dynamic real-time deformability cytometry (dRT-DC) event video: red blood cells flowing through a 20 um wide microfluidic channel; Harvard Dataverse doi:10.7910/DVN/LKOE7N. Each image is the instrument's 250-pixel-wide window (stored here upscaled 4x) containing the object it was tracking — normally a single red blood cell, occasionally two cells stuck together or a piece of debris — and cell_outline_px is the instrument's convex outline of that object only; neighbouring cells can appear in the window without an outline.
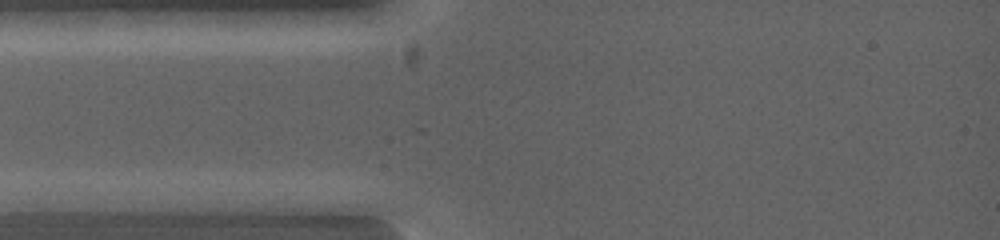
{"species": "common noctule bat (a hibernating species)", "species_latin": "Nyctalus noctula", "temperature_condition": "warm", "stored_images_in_passage": 3, "camera_frame_rate_fps": 5000, "um_per_image_px": 0.085, "animal": {"sex": "female", "body_mass_g": 19.0, "forearm_length_mm": 53.3}, "frame": {"image": 1, "passage_image": 1, "time_ms": 0.0, "image_size_px": [1000, 240], "cell_outline_px": [[308, 200], [300, 216], [292, 216], [172, 208], [156, 200], [164, 192], [288, 192]], "centroid_in_image_um": [20.17, 17.19], "position_along_channel_um": 64.8, "area_um2": 20.23}}